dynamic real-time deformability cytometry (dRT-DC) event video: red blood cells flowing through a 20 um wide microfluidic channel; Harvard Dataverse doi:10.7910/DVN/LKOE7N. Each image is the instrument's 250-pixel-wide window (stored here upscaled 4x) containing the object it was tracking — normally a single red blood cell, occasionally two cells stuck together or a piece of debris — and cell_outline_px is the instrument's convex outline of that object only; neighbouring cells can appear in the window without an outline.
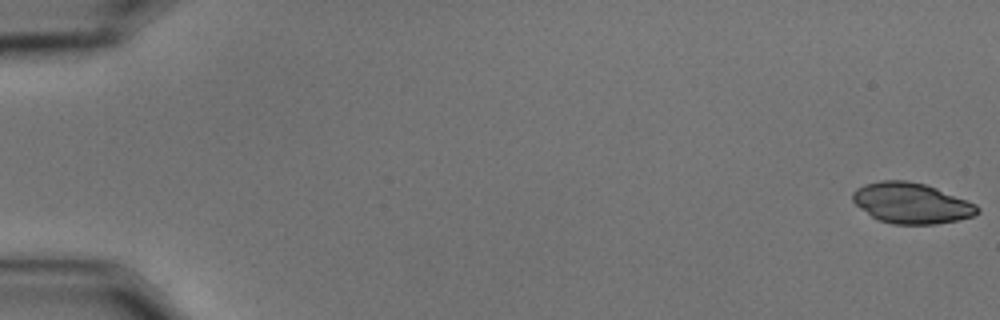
{"species": "common noctule bat (a hibernating species)", "species_latin": "Nyctalus noctula", "temperature_condition": "cold", "stored_images_in_passage": 57, "camera_frame_rate_fps": 3000, "um_per_image_px": 0.085, "animal": {"sex": "male", "body_mass_g": 15.6}, "frame": {"image": 1, "passage_image": 1, "time_ms": 0.0, "image_size_px": [1000, 320], "cell_outline_px": [[980, 212], [972, 216], [956, 220], [936, 224], [892, 224], [880, 220], [872, 216], [860, 208], [852, 200], [852, 192], [856, 188], [864, 184], [880, 180], [908, 180], [924, 184], [936, 188], [976, 204], [980, 208]], "centroid_in_image_um": [77.45, 17.26], "position_along_channel_um": 7.6, "area_um2": 29.42}}
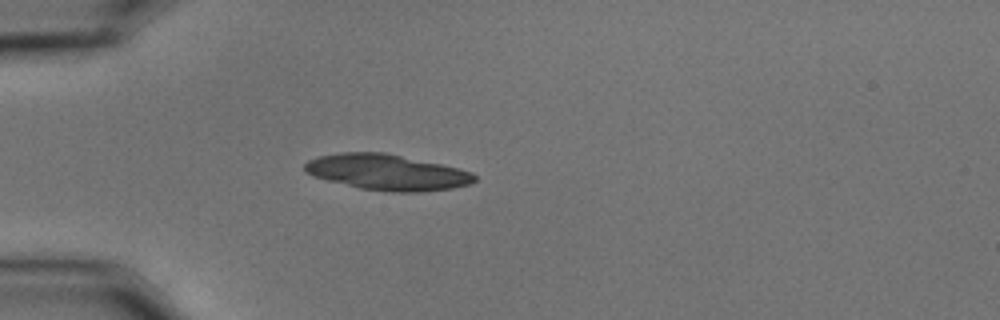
{"frame": {"image": 2, "passage_image": 17, "time_ms": 5.333, "image_size_px": [1000, 320], "cell_outline_px": [[476, 180], [468, 184], [452, 188], [420, 192], [392, 192], [360, 188], [312, 176], [304, 172], [304, 164], [308, 160], [320, 156], [340, 152], [384, 152], [460, 168], [472, 172], [476, 176]], "centroid_in_image_um": [32.89, 14.64], "position_along_channel_um": 52.1, "area_um2": 35.32}}